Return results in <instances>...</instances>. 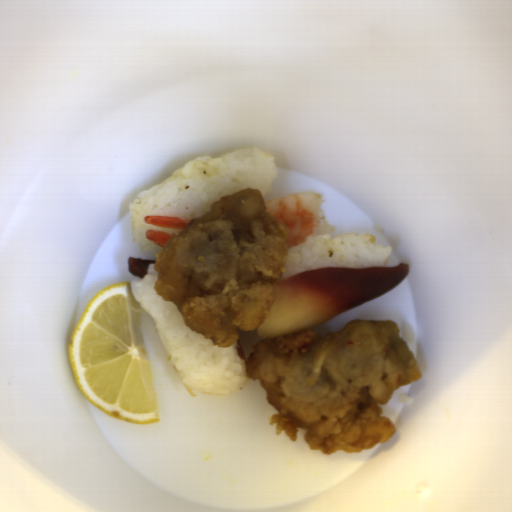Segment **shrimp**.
<instances>
[{"label":"shrimp","mask_w":512,"mask_h":512,"mask_svg":"<svg viewBox=\"0 0 512 512\" xmlns=\"http://www.w3.org/2000/svg\"><path fill=\"white\" fill-rule=\"evenodd\" d=\"M144 223L149 226H159L162 228L184 230L192 219L182 217H167V216H144Z\"/></svg>","instance_id":"fd3e3c34"},{"label":"shrimp","mask_w":512,"mask_h":512,"mask_svg":"<svg viewBox=\"0 0 512 512\" xmlns=\"http://www.w3.org/2000/svg\"><path fill=\"white\" fill-rule=\"evenodd\" d=\"M263 203L266 213L287 227V249L302 246L308 237L330 236L336 230L324 219L320 209L323 204L322 195L311 190Z\"/></svg>","instance_id":"a79e029a"},{"label":"shrimp","mask_w":512,"mask_h":512,"mask_svg":"<svg viewBox=\"0 0 512 512\" xmlns=\"http://www.w3.org/2000/svg\"><path fill=\"white\" fill-rule=\"evenodd\" d=\"M173 236L161 231V230H154V229H148L145 233L144 238L146 240H149L156 244L157 246L163 247L165 246L166 242Z\"/></svg>","instance_id":"a1d657b0"}]
</instances>
